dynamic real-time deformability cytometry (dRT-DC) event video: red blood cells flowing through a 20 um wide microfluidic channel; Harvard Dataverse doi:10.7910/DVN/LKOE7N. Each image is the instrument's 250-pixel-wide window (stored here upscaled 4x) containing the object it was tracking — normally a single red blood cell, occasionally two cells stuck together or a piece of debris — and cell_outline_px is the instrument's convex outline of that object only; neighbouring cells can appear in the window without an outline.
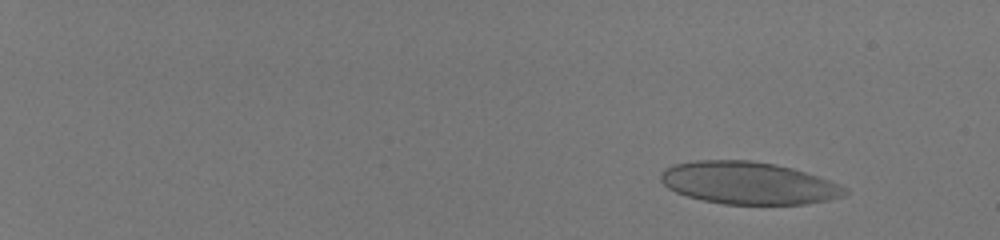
{"species": "human", "species_latin": "Homo sapiens", "temperature_condition": "room temperature", "stored_images_in_passage": 58, "camera_frame_rate_fps": 3000, "um_per_image_px": 0.085, "donor": {"sex": "male"}, "frame": {"image": 1, "passage_image": 8, "time_ms": 2.333, "image_size_px": [1000, 240], "cell_outline_px": [[848, 192], [844, 196], [828, 200], [804, 204], [724, 204], [704, 200], [688, 196], [676, 192], [668, 188], [660, 180], [660, 172], [672, 164], [696, 160], [752, 160], [776, 164], [792, 168], [828, 180], [848, 188]], "centroid_in_image_um": [63.59, 15.55], "position_along_channel_um": 21.4, "area_um2": 45.43}}
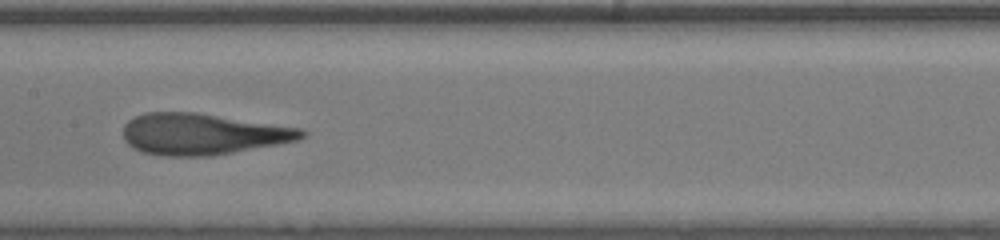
{"frame": {"image": 2, "passage_image": 36, "time_ms": 11.667, "image_size_px": [1000, 240], "cell_outline_px": [[308, 132], [304, 136], [296, 140], [276, 144], [232, 152], [208, 156], [168, 156], [144, 152], [128, 144], [124, 140], [124, 124], [128, 120], [144, 112], [196, 112], [300, 128]], "centroid_in_image_um": [17.19, 11.38], "position_along_channel_um": 190.2, "area_um2": 42.43}}
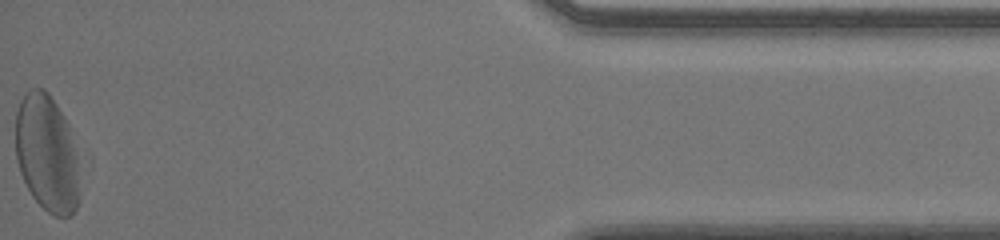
{"frame": {"image": 3, "passage_image": 58, "time_ms": 19.0, "image_size_px": [1000, 240], "cell_outline_px": [[84, 160], [80, 200], [72, 216], [52, 216], [32, 196], [20, 172], [16, 160], [16, 112], [20, 100], [32, 88], [44, 88], [48, 92], [64, 116], [68, 124]], "centroid_in_image_um": [4.1, 13.09], "position_along_channel_um": 431.1, "area_um2": 45.6}, "authors_computed_cell_mechanics": {"area_um2": 44.4482, "velocity_mm_per_s": 4.0383, "shape_relaxation_time_tau1_ms": 5.3381, "shape_relaxation_time_tau2_ms": 1.1501, "deformation_change_tau1": 0.1903, "deformation_change_tau2": 0.1177}}